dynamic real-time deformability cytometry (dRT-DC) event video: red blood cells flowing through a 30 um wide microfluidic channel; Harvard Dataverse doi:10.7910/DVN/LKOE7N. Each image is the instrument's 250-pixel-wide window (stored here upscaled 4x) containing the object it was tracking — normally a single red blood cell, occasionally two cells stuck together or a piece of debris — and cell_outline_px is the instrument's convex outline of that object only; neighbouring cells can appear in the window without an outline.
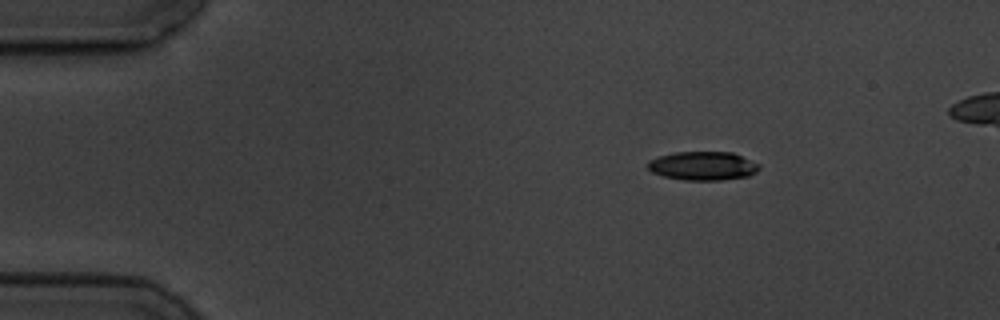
{"species": "common noctule bat (a hibernating species)", "species_latin": "Nyctalus noctula", "temperature_condition": "cold", "stored_images_in_passage": 4, "camera_frame_rate_fps": 3000, "um_per_image_px": 0.085, "animal": {"sex": "male", "body_mass_g": 19.5, "forearm_length_mm": 54.6}, "frame": {"image": 1, "passage_image": 1, "time_ms": 0.0, "image_size_px": [1000, 320], "cell_outline_px": [[760, 168], [756, 172], [748, 176], [720, 180], [684, 180], [664, 176], [652, 172], [648, 168], [648, 160], [660, 156], [676, 152], [732, 152], [760, 164]], "centroid_in_image_um": [59.76, 14.1], "position_along_channel_um": 25.2, "area_um2": 18.55}}